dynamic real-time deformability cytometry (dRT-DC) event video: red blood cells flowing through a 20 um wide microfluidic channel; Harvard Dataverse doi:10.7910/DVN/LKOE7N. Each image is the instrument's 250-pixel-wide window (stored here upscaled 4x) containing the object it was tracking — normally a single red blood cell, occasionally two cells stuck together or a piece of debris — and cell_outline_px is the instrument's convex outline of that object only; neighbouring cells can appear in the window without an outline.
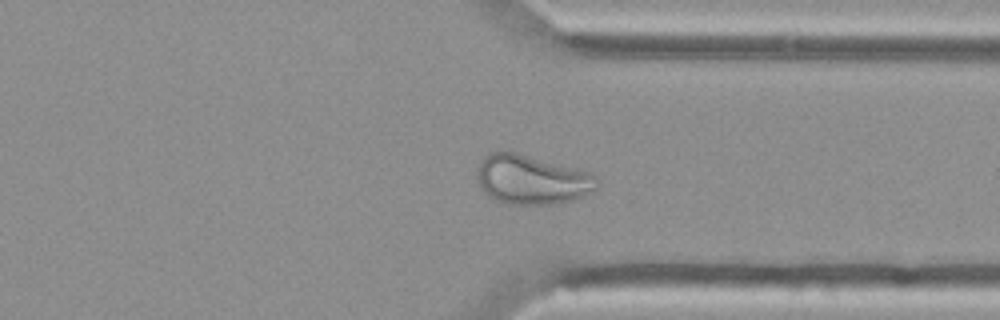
{"species": "Egyptian fruit bat (a non-hibernating species)", "species_latin": "Rousettus aegyptiacus", "temperature_condition": "cold", "stored_images_in_passage": 46, "camera_frame_rate_fps": 3000, "um_per_image_px": 0.085, "animal": {"sex": "female"}, "frame": {"image": 1, "passage_image": 33, "time_ms": 10.667, "image_size_px": [1000, 320], "cell_outline_px": [[600, 184], [596, 188], [584, 196], [572, 200], [552, 204], [508, 204], [496, 200], [488, 196], [480, 184], [476, 172], [484, 156], [488, 152], [516, 152], [576, 168], [588, 172], [596, 176], [600, 180]], "centroid_in_image_um": [45.22, 15.27], "position_along_channel_um": 366.2, "area_um2": 34.33}}